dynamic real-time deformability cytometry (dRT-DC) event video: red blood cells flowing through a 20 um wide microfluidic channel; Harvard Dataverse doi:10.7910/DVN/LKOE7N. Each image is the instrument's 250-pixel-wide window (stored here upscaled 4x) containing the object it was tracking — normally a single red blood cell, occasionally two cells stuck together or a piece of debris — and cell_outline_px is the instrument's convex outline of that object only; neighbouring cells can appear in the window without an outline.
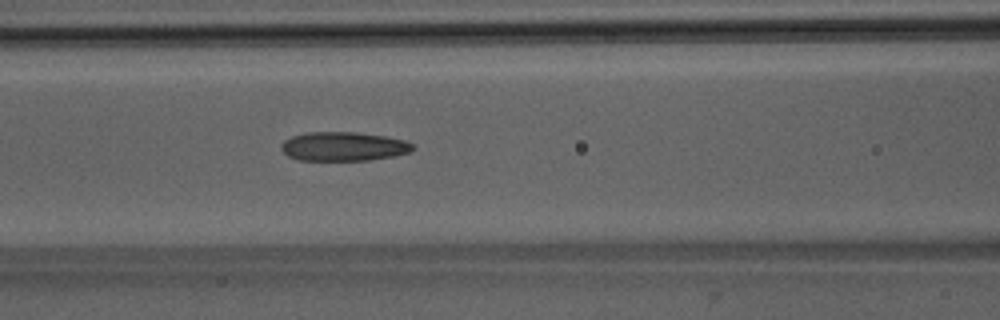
{"species": "Egyptian fruit bat (a non-hibernating species)", "species_latin": "Rousettus aegyptiacus", "temperature_condition": "room temperature", "stored_images_in_passage": 51, "camera_frame_rate_fps": 3000, "um_per_image_px": 0.085, "animal": {"sex": "male"}, "frame": {"image": 1, "passage_image": 22, "time_ms": 7.0, "image_size_px": [1000, 320], "cell_outline_px": [[416, 148], [412, 152], [396, 156], [368, 160], [296, 160], [288, 156], [280, 148], [280, 144], [284, 140], [292, 136], [308, 132], [352, 132], [384, 136], [404, 140], [412, 144]], "centroid_in_image_um": [29.2, 12.45], "position_along_channel_um": 137.4, "area_um2": 22.37}}
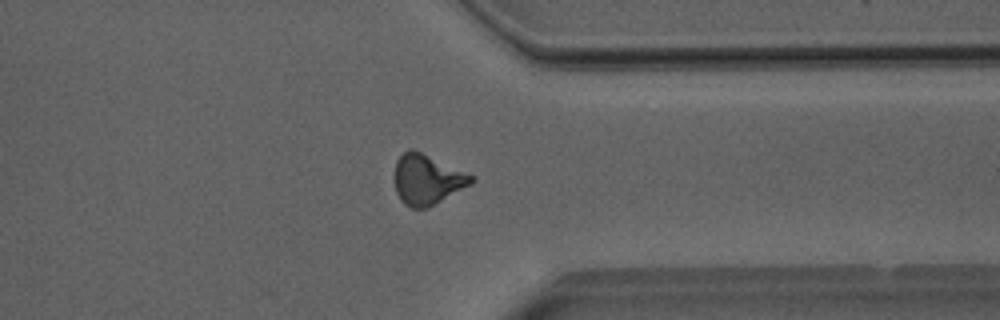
{"frame": {"image": 2, "passage_image": 40, "time_ms": 13.0, "image_size_px": [1000, 320], "cell_outline_px": [[476, 180], [472, 184], [428, 208], [412, 208], [404, 204], [400, 200], [396, 192], [396, 160], [408, 148], [412, 148], [472, 176]], "centroid_in_image_um": [36.29, 15.28], "position_along_channel_um": 375.1, "area_um2": 22.02}}
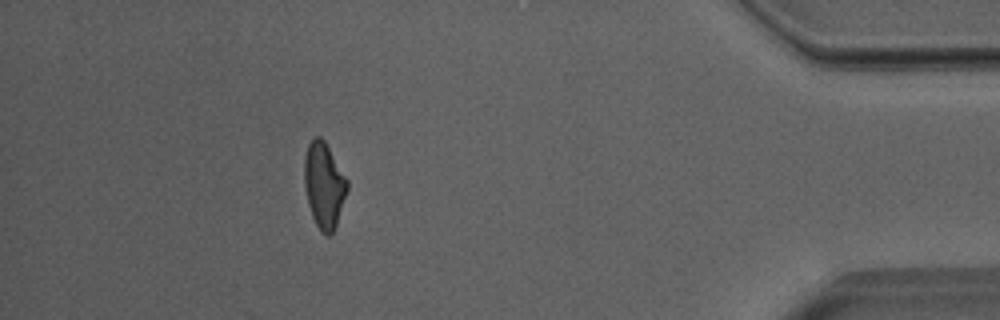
{"frame": {"image": 3, "passage_image": 46, "time_ms": 15.0, "image_size_px": [1000, 320], "cell_outline_px": [[348, 188], [336, 224], [332, 232], [328, 236], [320, 232], [312, 216], [308, 204], [304, 184], [304, 156], [308, 144], [316, 136], [320, 136], [324, 140], [348, 180]], "centroid_in_image_um": [27.53, 15.73], "position_along_channel_um": 407.7, "area_um2": 21.27}, "authors_computed_cell_mechanics": {"area_um2": 22.3108, "velocity_mm_per_s": 4.012, "shape_relaxation_time_tau1_ms": null, "shape_relaxation_time_tau2_ms": 2.7957, "deformation_change_tau1": null, "deformation_change_tau2": 0.1255}}